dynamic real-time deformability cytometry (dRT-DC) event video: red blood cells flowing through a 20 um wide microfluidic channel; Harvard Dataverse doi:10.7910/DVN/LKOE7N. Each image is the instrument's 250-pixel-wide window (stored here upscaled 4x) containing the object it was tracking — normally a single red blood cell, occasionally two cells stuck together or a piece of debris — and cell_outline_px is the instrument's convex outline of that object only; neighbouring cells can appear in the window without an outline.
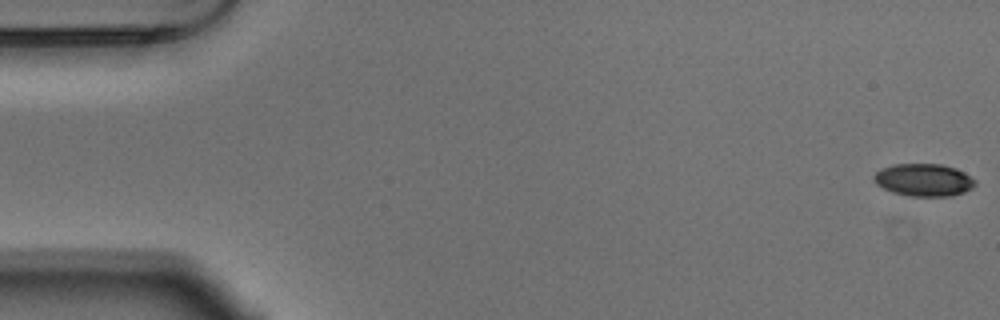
{"species": "Egyptian fruit bat (a non-hibernating species)", "species_latin": "Rousettus aegyptiacus", "temperature_condition": "warm", "stored_images_in_passage": 55, "camera_frame_rate_fps": 3000, "um_per_image_px": 0.085, "animal": {"sex": "male"}, "frame": {"image": 1, "passage_image": 1, "time_ms": 0.0, "image_size_px": [1000, 320], "cell_outline_px": [[976, 184], [972, 188], [964, 192], [952, 196], [908, 196], [892, 192], [876, 184], [872, 176], [880, 168], [892, 164], [940, 164], [956, 168], [964, 172], [976, 180]], "centroid_in_image_um": [78.51, 15.29], "position_along_channel_um": 6.5, "area_um2": 19.36}}
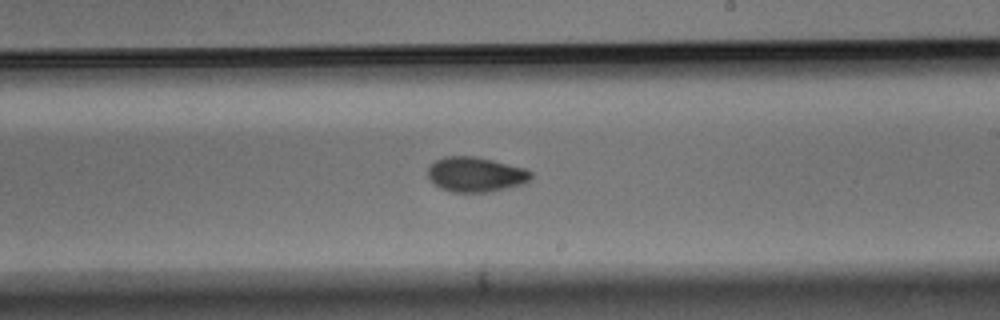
{"frame": {"image": 2, "passage_image": 32, "time_ms": 10.333, "image_size_px": [1000, 320], "cell_outline_px": [[532, 176], [524, 184], [492, 192], [452, 192], [440, 188], [428, 176], [428, 168], [436, 160], [444, 156], [476, 156], [524, 168], [532, 172]], "centroid_in_image_um": [40.45, 14.83], "position_along_channel_um": 248.6, "area_um2": 20.92}}
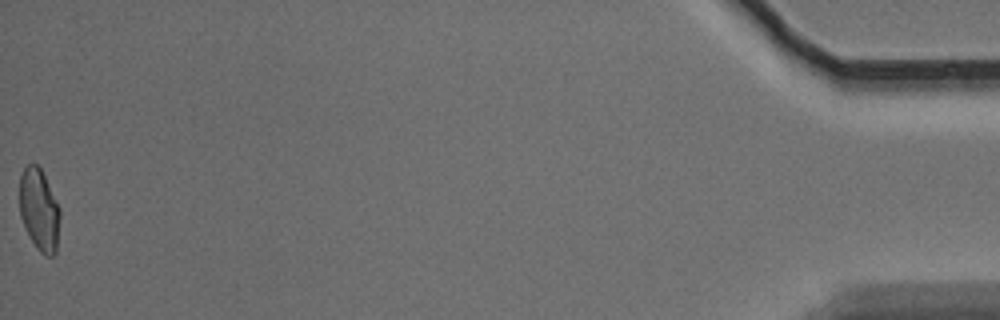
{"frame": {"image": 3, "passage_image": 55, "time_ms": 18.0, "image_size_px": [1000, 320], "cell_outline_px": [[60, 216], [56, 252], [52, 256], [44, 256], [36, 248], [28, 236], [20, 216], [20, 176], [24, 168], [28, 164], [36, 164], [40, 168], [60, 208]], "centroid_in_image_um": [3.33, 17.88], "position_along_channel_um": 431.9, "area_um2": 19.31}, "authors_computed_cell_mechanics": {"area_um2": 20.1144, "velocity_mm_per_s": 3.7026, "shape_relaxation_time_tau1_ms": 7.4634, "shape_relaxation_time_tau2_ms": 2.7515, "deformation_change_tau1": 0.1565, "deformation_change_tau2": 0.0684}}